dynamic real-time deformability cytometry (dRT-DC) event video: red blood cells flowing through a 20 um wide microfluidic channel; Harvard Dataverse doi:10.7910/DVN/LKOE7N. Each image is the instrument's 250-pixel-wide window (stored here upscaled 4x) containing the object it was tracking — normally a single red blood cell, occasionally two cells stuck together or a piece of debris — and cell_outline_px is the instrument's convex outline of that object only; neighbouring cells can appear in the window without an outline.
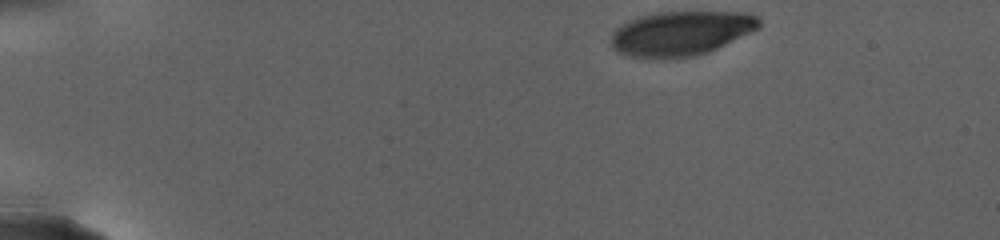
{"species": "human", "species_latin": "Homo sapiens", "temperature_condition": "warm", "stored_images_in_passage": 29, "camera_frame_rate_fps": 3000, "um_per_image_px": 0.085, "donor": {"sex": "female"}, "frame": {"image": 1, "passage_image": 1, "time_ms": 0.0, "image_size_px": [1000, 240], "cell_outline_px": [[760, 28], [708, 52], [696, 56], [632, 56], [620, 52], [612, 48], [612, 32], [620, 24], [640, 16], [660, 12], [748, 12], [756, 16], [760, 20]], "centroid_in_image_um": [57.92, 2.79], "position_along_channel_um": 27.1, "area_um2": 37.69}}
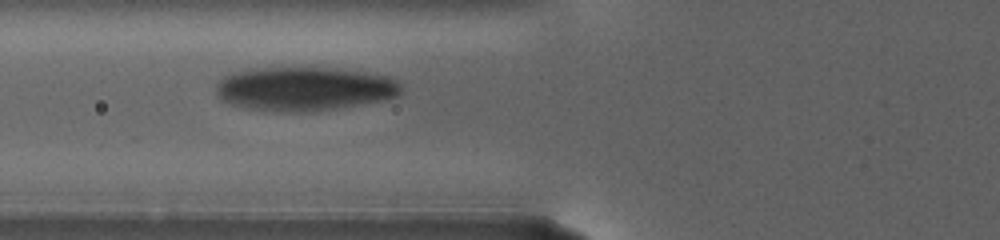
{"frame": {"image": 2, "passage_image": 17, "time_ms": 7.0, "image_size_px": [1000, 240], "cell_outline_px": [[400, 92], [396, 96], [336, 108], [308, 112], [280, 112], [248, 108], [228, 104], [216, 92], [216, 84], [228, 72], [248, 68], [300, 64], [312, 64], [344, 68], [368, 72], [384, 76], [392, 80], [400, 88]], "centroid_in_image_um": [25.74, 7.47], "position_along_channel_um": 100.1, "area_um2": 48.55}}
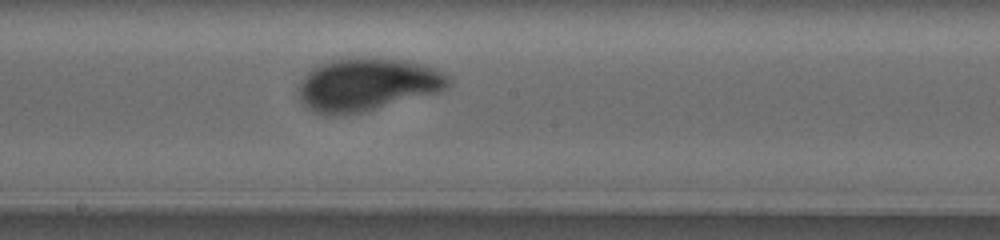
{"frame": {"image": 3, "passage_image": 29, "time_ms": 11.667, "image_size_px": [1000, 240], "cell_outline_px": [[452, 84], [440, 92], [364, 112], [336, 116], [324, 116], [312, 112], [300, 100], [300, 84], [304, 76], [312, 68], [328, 60], [360, 56], [400, 60], [420, 64], [432, 68], [448, 76], [452, 80]], "centroid_in_image_um": [31.19, 7.2], "position_along_channel_um": 217.0, "area_um2": 46.53}}